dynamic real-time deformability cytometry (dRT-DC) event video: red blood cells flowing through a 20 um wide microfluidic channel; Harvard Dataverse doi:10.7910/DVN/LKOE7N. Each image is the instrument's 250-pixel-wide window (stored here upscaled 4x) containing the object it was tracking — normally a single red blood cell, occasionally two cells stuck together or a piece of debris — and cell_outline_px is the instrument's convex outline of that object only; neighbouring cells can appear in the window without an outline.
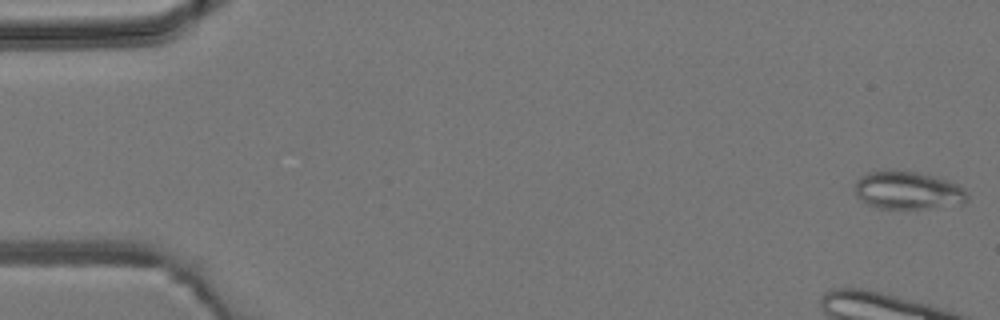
{"species": "common noctule bat (a hibernating species)", "species_latin": "Nyctalus noctula", "temperature_condition": "room temperature", "stored_images_in_passage": 5, "camera_frame_rate_fps": 3000, "um_per_image_px": 0.085, "animal": {"sex": "male", "body_mass_g": 19.2, "forearm_length_mm": 51.8}, "frame": {"image": 1, "passage_image": 1, "time_ms": 0.0, "image_size_px": [1000, 320], "cell_outline_px": [[968, 200], [964, 204], [924, 208], [880, 208], [868, 204], [856, 196], [856, 180], [860, 176], [868, 172], [912, 172], [936, 176], [948, 180], [964, 188], [968, 196]], "centroid_in_image_um": [77.21, 16.2], "position_along_channel_um": 7.8, "area_um2": 24.39}}